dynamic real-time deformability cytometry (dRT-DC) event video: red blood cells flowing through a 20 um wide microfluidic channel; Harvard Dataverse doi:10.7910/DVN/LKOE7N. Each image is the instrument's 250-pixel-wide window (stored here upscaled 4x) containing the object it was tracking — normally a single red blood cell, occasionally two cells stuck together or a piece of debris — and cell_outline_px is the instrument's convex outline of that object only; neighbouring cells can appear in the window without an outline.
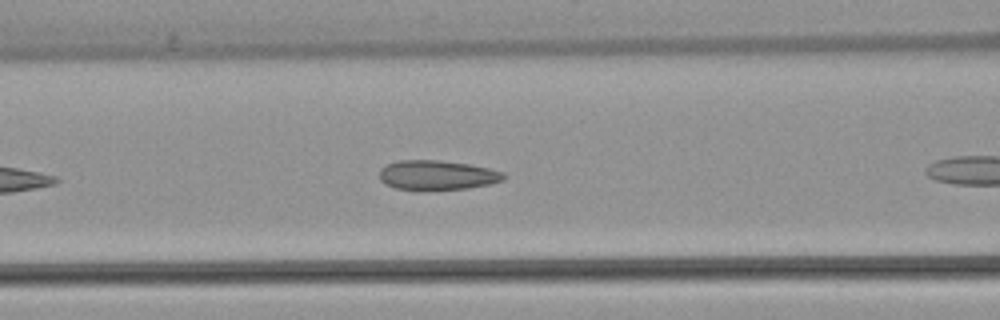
{"species": "common noctule bat (a hibernating species)", "species_latin": "Nyctalus noctula", "temperature_condition": "warm", "stored_images_in_passage": 10, "camera_frame_rate_fps": 3000, "um_per_image_px": 0.085, "animal": {"sex": "female", "body_mass_g": 22.7, "forearm_length_mm": 54.2}, "frame": {"image": 1, "passage_image": 9, "time_ms": 2.667, "image_size_px": [1000, 320], "cell_outline_px": [[508, 176], [504, 180], [488, 184], [468, 188], [420, 192], [396, 188], [380, 180], [380, 168], [388, 164], [400, 160], [440, 160], [468, 164], [488, 168], [504, 172]], "centroid_in_image_um": [37.17, 14.91], "position_along_channel_um": 129.4, "area_um2": 21.85}}